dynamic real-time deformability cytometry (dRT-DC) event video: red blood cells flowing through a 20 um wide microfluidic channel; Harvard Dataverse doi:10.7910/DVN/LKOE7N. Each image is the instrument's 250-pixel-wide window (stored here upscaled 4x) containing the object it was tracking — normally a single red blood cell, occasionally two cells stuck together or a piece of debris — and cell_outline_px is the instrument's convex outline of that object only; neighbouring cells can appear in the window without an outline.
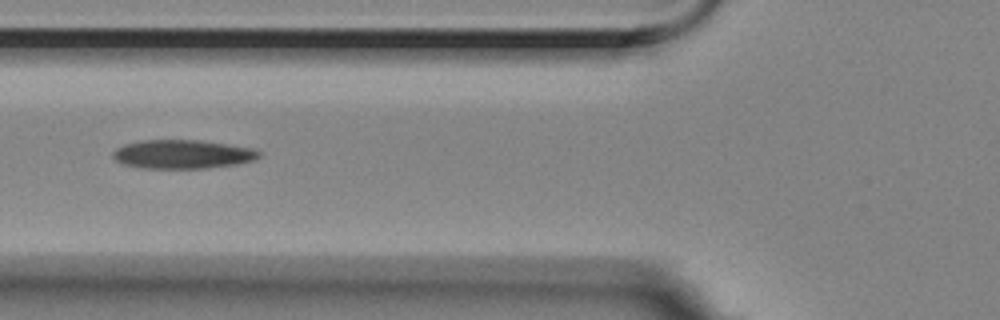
{"species": "Egyptian fruit bat (a non-hibernating species)", "species_latin": "Rousettus aegyptiacus", "temperature_condition": "room temperature", "stored_images_in_passage": 7, "camera_frame_rate_fps": 3000, "um_per_image_px": 0.085, "animal": {"sex": "female"}, "frame": {"image": 1, "passage_image": 6, "time_ms": 1.667, "image_size_px": [1000, 320], "cell_outline_px": [[260, 156], [252, 160], [236, 164], [208, 168], [144, 168], [124, 164], [116, 160], [112, 156], [112, 152], [116, 148], [124, 144], [140, 140], [200, 140], [252, 148], [260, 152]], "centroid_in_image_um": [15.48, 13.1], "position_along_channel_um": 110.3, "area_um2": 24.39}}
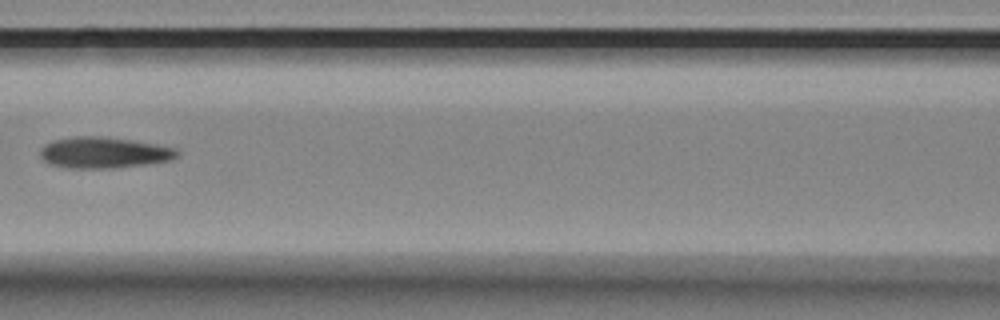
{"frame": {"image": 2, "passage_image": 7, "time_ms": 2.0, "image_size_px": [1000, 320], "cell_outline_px": [[180, 156], [172, 160], [148, 164], [116, 168], [64, 168], [48, 164], [40, 156], [40, 148], [44, 144], [52, 140], [72, 136], [100, 136], [132, 140], [156, 144], [176, 148], [180, 152]], "centroid_in_image_um": [8.83, 12.97], "position_along_channel_um": 157.8, "area_um2": 25.32}}